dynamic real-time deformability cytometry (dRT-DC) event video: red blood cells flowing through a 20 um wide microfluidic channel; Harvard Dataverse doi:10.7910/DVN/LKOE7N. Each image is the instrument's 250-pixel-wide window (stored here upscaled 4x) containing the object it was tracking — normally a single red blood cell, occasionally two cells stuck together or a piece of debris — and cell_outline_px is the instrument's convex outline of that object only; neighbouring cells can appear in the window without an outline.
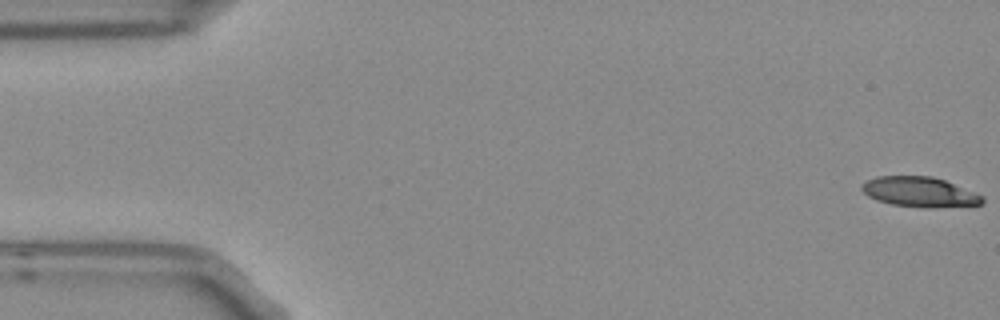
{"species": "Egyptian fruit bat (a non-hibernating species)", "species_latin": "Rousettus aegyptiacus", "temperature_condition": "room temperature", "stored_images_in_passage": 5, "camera_frame_rate_fps": 3000, "um_per_image_px": 0.085, "frame": {"image": 1, "passage_image": 1, "time_ms": 0.0, "image_size_px": [1000, 320], "cell_outline_px": [[984, 204], [932, 208], [924, 208], [892, 204], [876, 200], [868, 196], [860, 188], [860, 184], [876, 176], [932, 176], [944, 180], [984, 196]], "centroid_in_image_um": [78.16, 16.32], "position_along_channel_um": 6.8, "area_um2": 21.15}}
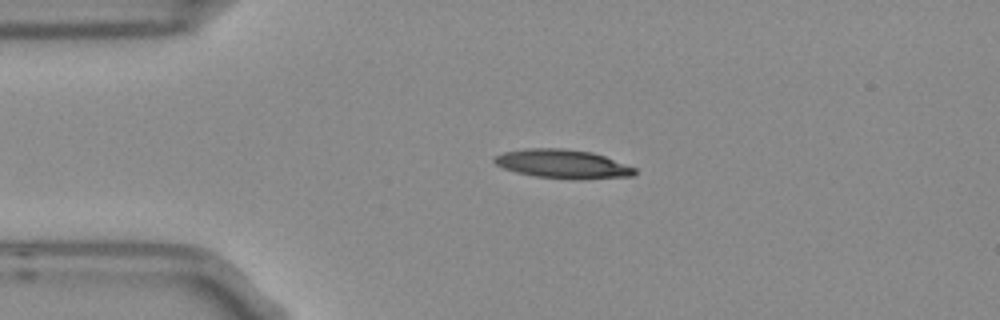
{"frame": {"image": 2, "passage_image": 4, "time_ms": 1.0, "image_size_px": [1000, 320], "cell_outline_px": [[636, 172], [632, 176], [580, 180], [536, 176], [516, 172], [504, 168], [496, 164], [492, 160], [496, 156], [504, 152], [524, 148], [564, 148], [592, 152], [604, 156], [636, 168]], "centroid_in_image_um": [47.84, 13.93], "position_along_channel_um": 37.2, "area_um2": 23.58}}